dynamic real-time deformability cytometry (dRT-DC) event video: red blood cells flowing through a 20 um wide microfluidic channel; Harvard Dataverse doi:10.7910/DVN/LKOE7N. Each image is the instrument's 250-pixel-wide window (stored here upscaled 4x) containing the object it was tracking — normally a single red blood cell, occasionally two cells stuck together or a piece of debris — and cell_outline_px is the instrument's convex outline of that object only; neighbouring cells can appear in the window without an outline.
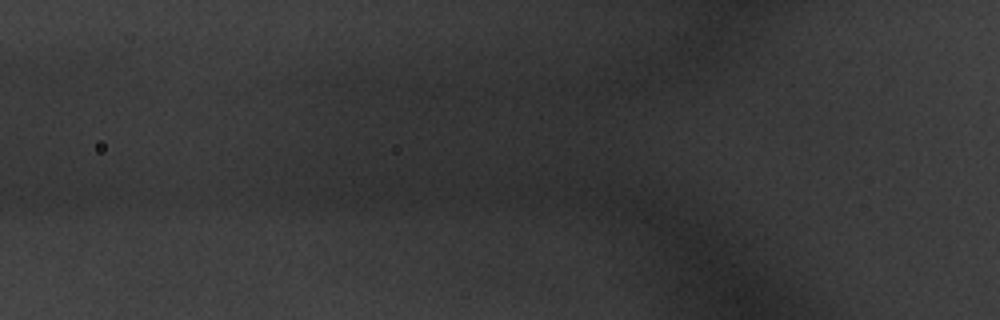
{"species": "common noctule bat (a hibernating species)", "species_latin": "Nyctalus noctula", "temperature_condition": "warm", "stored_images_in_passage": 3, "camera_frame_rate_fps": 3000, "um_per_image_px": 0.085, "animal": {"sex": "male", "body_mass_g": 20.1, "forearm_length_mm": 53.5}, "frame": {"image": 1, "passage_image": 3, "time_ms": 0.667, "image_size_px": [1000, 320], "cell_outline_px": [[756, 20], [752, 40], [728, 60], [692, 76], [680, 80], [680, 76], [684, 60], [704, 44], [756, 12]], "centroid_in_image_um": [61.18, 4.09], "position_along_channel_um": 64.6, "area_um2": 13.99}}